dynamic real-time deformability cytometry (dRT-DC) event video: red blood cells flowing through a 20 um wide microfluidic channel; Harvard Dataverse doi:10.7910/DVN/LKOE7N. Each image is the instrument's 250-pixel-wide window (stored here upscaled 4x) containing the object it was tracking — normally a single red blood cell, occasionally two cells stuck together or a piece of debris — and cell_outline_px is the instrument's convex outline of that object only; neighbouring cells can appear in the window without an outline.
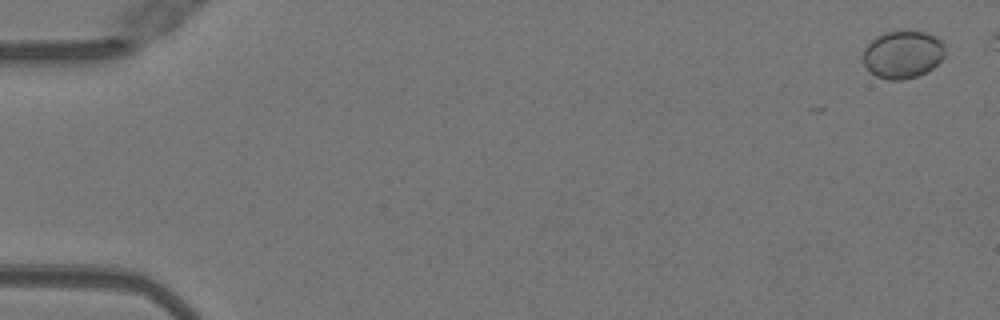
{"species": "Egyptian fruit bat (a non-hibernating species)", "species_latin": "Rousettus aegyptiacus", "temperature_condition": "warm", "stored_images_in_passage": 8, "camera_frame_rate_fps": 3000, "um_per_image_px": 0.085, "animal": {"sex": "female"}, "frame": {"image": 1, "passage_image": 2, "time_ms": 0.333, "image_size_px": [1000, 320], "cell_outline_px": [[944, 56], [932, 68], [916, 76], [904, 80], [888, 80], [876, 76], [868, 72], [864, 64], [864, 48], [876, 36], [884, 32], [924, 32], [936, 36], [944, 44]], "centroid_in_image_um": [76.71, 4.64], "position_along_channel_um": 8.3, "area_um2": 22.6}}